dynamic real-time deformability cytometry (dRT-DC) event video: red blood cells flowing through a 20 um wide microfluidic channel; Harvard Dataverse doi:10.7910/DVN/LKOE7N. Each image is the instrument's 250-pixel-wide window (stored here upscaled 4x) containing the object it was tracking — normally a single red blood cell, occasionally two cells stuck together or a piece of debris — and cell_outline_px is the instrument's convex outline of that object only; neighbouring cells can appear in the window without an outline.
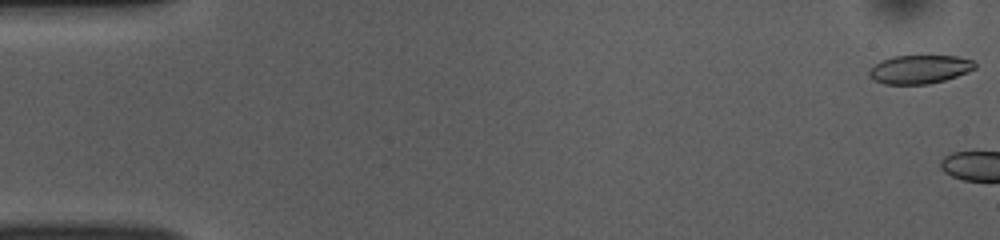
{"species": "common noctule bat (a hibernating species)", "species_latin": "Nyctalus noctula", "temperature_condition": "room temperature", "stored_images_in_passage": 4, "camera_frame_rate_fps": 3000, "um_per_image_px": 0.085, "animal": {"sex": "female", "body_mass_g": 10.0, "forearm_length_mm": 53.1}, "frame": {"image": 1, "passage_image": 1, "time_ms": 0.0, "image_size_px": [1000, 240], "cell_outline_px": [[976, 68], [968, 72], [944, 80], [928, 84], [884, 84], [868, 76], [868, 68], [880, 60], [892, 56], [956, 56], [972, 60], [976, 64]], "centroid_in_image_um": [78.13, 5.89], "position_along_channel_um": 6.9, "area_um2": 17.69}}